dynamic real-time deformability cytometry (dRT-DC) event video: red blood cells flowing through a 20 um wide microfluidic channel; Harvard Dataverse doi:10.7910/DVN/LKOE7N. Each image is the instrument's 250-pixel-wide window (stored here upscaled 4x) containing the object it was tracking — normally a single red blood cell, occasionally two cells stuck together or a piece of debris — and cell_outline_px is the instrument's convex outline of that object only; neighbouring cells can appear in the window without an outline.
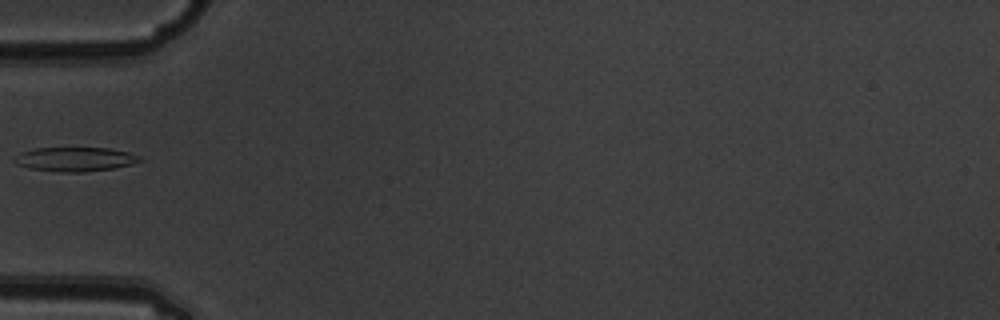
{"species": "common noctule bat (a hibernating species)", "species_latin": "Nyctalus noctula", "temperature_condition": "warm", "stored_images_in_passage": 4, "camera_frame_rate_fps": 3000, "um_per_image_px": 0.085, "animal": {"sex": "male", "body_mass_g": 19.5, "forearm_length_mm": 54.6}, "frame": {"image": 1, "passage_image": 2, "time_ms": 0.333, "image_size_px": [1000, 320], "cell_outline_px": [[144, 160], [132, 164], [112, 168], [84, 172], [60, 172], [28, 168], [16, 164], [12, 160], [12, 156], [20, 152], [36, 148], [112, 148], [128, 152], [140, 156]], "centroid_in_image_um": [6.35, 13.53], "position_along_channel_um": 78.7, "area_um2": 17.86}}
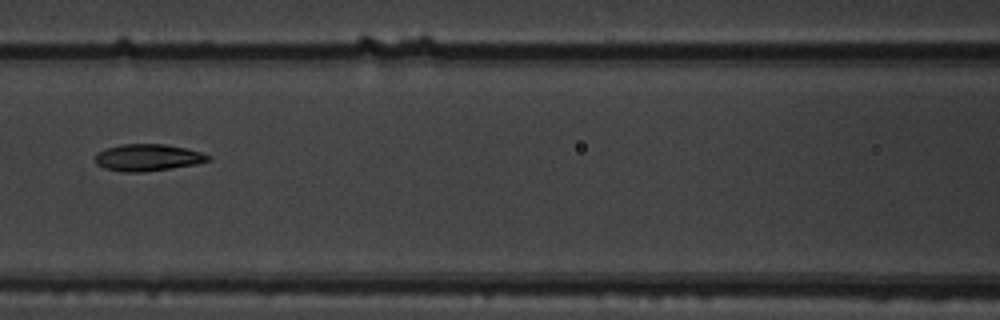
{"frame": {"image": 2, "passage_image": 4, "time_ms": 1.0, "image_size_px": [1000, 320], "cell_outline_px": [[212, 160], [196, 164], [144, 172], [124, 172], [104, 168], [96, 164], [96, 152], [104, 148], [120, 144], [164, 144], [188, 148], [212, 156]], "centroid_in_image_um": [12.56, 13.38], "position_along_channel_um": 154.0, "area_um2": 17.86}}